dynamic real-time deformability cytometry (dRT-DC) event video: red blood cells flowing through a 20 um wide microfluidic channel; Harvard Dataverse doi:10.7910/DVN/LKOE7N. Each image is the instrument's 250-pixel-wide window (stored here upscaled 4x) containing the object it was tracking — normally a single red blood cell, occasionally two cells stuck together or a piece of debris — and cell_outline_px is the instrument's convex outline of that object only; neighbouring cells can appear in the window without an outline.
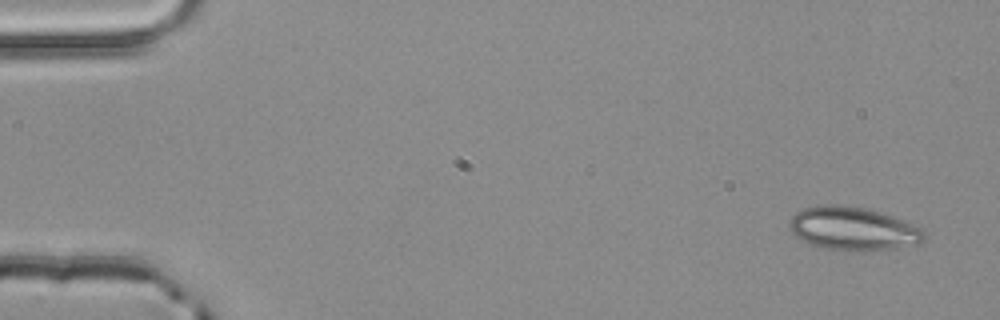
{"species": "common noctule bat (a hibernating species)", "species_latin": "Nyctalus noctula", "temperature_condition": "room temperature", "stored_images_in_passage": 4, "camera_frame_rate_fps": 3000, "um_per_image_px": 0.085, "animal": {"sex": "male", "body_mass_g": 20.4}, "frame": {"image": 1, "passage_image": 1, "time_ms": 0.0, "image_size_px": [1000, 320], "cell_outline_px": [[924, 240], [920, 244], [896, 248], [864, 252], [840, 252], [824, 248], [800, 240], [788, 228], [788, 224], [792, 216], [800, 208], [824, 204], [836, 204], [864, 208], [892, 216], [904, 220], [920, 228], [924, 232]], "centroid_in_image_um": [72.48, 19.46], "position_along_channel_um": 12.5, "area_um2": 34.62}}